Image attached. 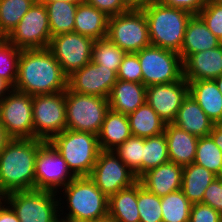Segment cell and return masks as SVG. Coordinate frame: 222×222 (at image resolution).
Returning a JSON list of instances; mask_svg holds the SVG:
<instances>
[{
	"mask_svg": "<svg viewBox=\"0 0 222 222\" xmlns=\"http://www.w3.org/2000/svg\"><path fill=\"white\" fill-rule=\"evenodd\" d=\"M68 76L49 48L21 49L14 90L43 95L66 91Z\"/></svg>",
	"mask_w": 222,
	"mask_h": 222,
	"instance_id": "obj_1",
	"label": "cell"
},
{
	"mask_svg": "<svg viewBox=\"0 0 222 222\" xmlns=\"http://www.w3.org/2000/svg\"><path fill=\"white\" fill-rule=\"evenodd\" d=\"M46 141L12 138L0 153V198L14 191L35 189V160Z\"/></svg>",
	"mask_w": 222,
	"mask_h": 222,
	"instance_id": "obj_2",
	"label": "cell"
},
{
	"mask_svg": "<svg viewBox=\"0 0 222 222\" xmlns=\"http://www.w3.org/2000/svg\"><path fill=\"white\" fill-rule=\"evenodd\" d=\"M147 18L152 46L179 53L192 13L154 2L142 9Z\"/></svg>",
	"mask_w": 222,
	"mask_h": 222,
	"instance_id": "obj_3",
	"label": "cell"
},
{
	"mask_svg": "<svg viewBox=\"0 0 222 222\" xmlns=\"http://www.w3.org/2000/svg\"><path fill=\"white\" fill-rule=\"evenodd\" d=\"M76 176H89L100 153L98 135L65 129L48 141Z\"/></svg>",
	"mask_w": 222,
	"mask_h": 222,
	"instance_id": "obj_4",
	"label": "cell"
},
{
	"mask_svg": "<svg viewBox=\"0 0 222 222\" xmlns=\"http://www.w3.org/2000/svg\"><path fill=\"white\" fill-rule=\"evenodd\" d=\"M64 189V190H63ZM61 190L69 209L63 219L94 221L108 215L109 198L95 185L89 176L75 177ZM65 193V194H64Z\"/></svg>",
	"mask_w": 222,
	"mask_h": 222,
	"instance_id": "obj_5",
	"label": "cell"
},
{
	"mask_svg": "<svg viewBox=\"0 0 222 222\" xmlns=\"http://www.w3.org/2000/svg\"><path fill=\"white\" fill-rule=\"evenodd\" d=\"M58 193L46 190L14 191L2 197L15 212L20 222H55L65 202ZM59 199V200H58ZM61 199V200H60Z\"/></svg>",
	"mask_w": 222,
	"mask_h": 222,
	"instance_id": "obj_6",
	"label": "cell"
},
{
	"mask_svg": "<svg viewBox=\"0 0 222 222\" xmlns=\"http://www.w3.org/2000/svg\"><path fill=\"white\" fill-rule=\"evenodd\" d=\"M66 129L99 134L110 106L107 98L65 91Z\"/></svg>",
	"mask_w": 222,
	"mask_h": 222,
	"instance_id": "obj_7",
	"label": "cell"
},
{
	"mask_svg": "<svg viewBox=\"0 0 222 222\" xmlns=\"http://www.w3.org/2000/svg\"><path fill=\"white\" fill-rule=\"evenodd\" d=\"M136 54L146 87L173 83L183 77V61L177 52L150 45Z\"/></svg>",
	"mask_w": 222,
	"mask_h": 222,
	"instance_id": "obj_8",
	"label": "cell"
},
{
	"mask_svg": "<svg viewBox=\"0 0 222 222\" xmlns=\"http://www.w3.org/2000/svg\"><path fill=\"white\" fill-rule=\"evenodd\" d=\"M107 37L126 53H136L151 45L143 10L130 9L108 19Z\"/></svg>",
	"mask_w": 222,
	"mask_h": 222,
	"instance_id": "obj_9",
	"label": "cell"
},
{
	"mask_svg": "<svg viewBox=\"0 0 222 222\" xmlns=\"http://www.w3.org/2000/svg\"><path fill=\"white\" fill-rule=\"evenodd\" d=\"M34 138L49 141L66 129L65 91L33 96Z\"/></svg>",
	"mask_w": 222,
	"mask_h": 222,
	"instance_id": "obj_10",
	"label": "cell"
},
{
	"mask_svg": "<svg viewBox=\"0 0 222 222\" xmlns=\"http://www.w3.org/2000/svg\"><path fill=\"white\" fill-rule=\"evenodd\" d=\"M46 6L36 0L6 39L19 49L47 48L51 41Z\"/></svg>",
	"mask_w": 222,
	"mask_h": 222,
	"instance_id": "obj_11",
	"label": "cell"
},
{
	"mask_svg": "<svg viewBox=\"0 0 222 222\" xmlns=\"http://www.w3.org/2000/svg\"><path fill=\"white\" fill-rule=\"evenodd\" d=\"M33 96L12 90L0 101V121L11 138L34 139Z\"/></svg>",
	"mask_w": 222,
	"mask_h": 222,
	"instance_id": "obj_12",
	"label": "cell"
},
{
	"mask_svg": "<svg viewBox=\"0 0 222 222\" xmlns=\"http://www.w3.org/2000/svg\"><path fill=\"white\" fill-rule=\"evenodd\" d=\"M89 178L108 198L138 181L113 150H100Z\"/></svg>",
	"mask_w": 222,
	"mask_h": 222,
	"instance_id": "obj_13",
	"label": "cell"
},
{
	"mask_svg": "<svg viewBox=\"0 0 222 222\" xmlns=\"http://www.w3.org/2000/svg\"><path fill=\"white\" fill-rule=\"evenodd\" d=\"M76 176L68 168L60 153L46 141L35 160V189L58 192Z\"/></svg>",
	"mask_w": 222,
	"mask_h": 222,
	"instance_id": "obj_14",
	"label": "cell"
},
{
	"mask_svg": "<svg viewBox=\"0 0 222 222\" xmlns=\"http://www.w3.org/2000/svg\"><path fill=\"white\" fill-rule=\"evenodd\" d=\"M93 43V39L73 31L51 37L48 48L63 72L70 76L91 62Z\"/></svg>",
	"mask_w": 222,
	"mask_h": 222,
	"instance_id": "obj_15",
	"label": "cell"
},
{
	"mask_svg": "<svg viewBox=\"0 0 222 222\" xmlns=\"http://www.w3.org/2000/svg\"><path fill=\"white\" fill-rule=\"evenodd\" d=\"M117 80L115 71L91 61L68 76L67 88L75 93L108 98Z\"/></svg>",
	"mask_w": 222,
	"mask_h": 222,
	"instance_id": "obj_16",
	"label": "cell"
},
{
	"mask_svg": "<svg viewBox=\"0 0 222 222\" xmlns=\"http://www.w3.org/2000/svg\"><path fill=\"white\" fill-rule=\"evenodd\" d=\"M189 94L188 81L180 80L146 87V102L166 123H173L183 100Z\"/></svg>",
	"mask_w": 222,
	"mask_h": 222,
	"instance_id": "obj_17",
	"label": "cell"
},
{
	"mask_svg": "<svg viewBox=\"0 0 222 222\" xmlns=\"http://www.w3.org/2000/svg\"><path fill=\"white\" fill-rule=\"evenodd\" d=\"M183 167L168 161L143 173L138 181L149 192L163 197L181 189Z\"/></svg>",
	"mask_w": 222,
	"mask_h": 222,
	"instance_id": "obj_18",
	"label": "cell"
},
{
	"mask_svg": "<svg viewBox=\"0 0 222 222\" xmlns=\"http://www.w3.org/2000/svg\"><path fill=\"white\" fill-rule=\"evenodd\" d=\"M222 75V44L191 54L183 62V77L188 81L214 80Z\"/></svg>",
	"mask_w": 222,
	"mask_h": 222,
	"instance_id": "obj_19",
	"label": "cell"
},
{
	"mask_svg": "<svg viewBox=\"0 0 222 222\" xmlns=\"http://www.w3.org/2000/svg\"><path fill=\"white\" fill-rule=\"evenodd\" d=\"M164 133L169 160L182 167L194 163L199 137L182 130L173 123L166 124Z\"/></svg>",
	"mask_w": 222,
	"mask_h": 222,
	"instance_id": "obj_20",
	"label": "cell"
},
{
	"mask_svg": "<svg viewBox=\"0 0 222 222\" xmlns=\"http://www.w3.org/2000/svg\"><path fill=\"white\" fill-rule=\"evenodd\" d=\"M221 44V40L207 28L202 18L193 14L188 21L179 55L184 62L191 54L210 50Z\"/></svg>",
	"mask_w": 222,
	"mask_h": 222,
	"instance_id": "obj_21",
	"label": "cell"
},
{
	"mask_svg": "<svg viewBox=\"0 0 222 222\" xmlns=\"http://www.w3.org/2000/svg\"><path fill=\"white\" fill-rule=\"evenodd\" d=\"M107 99L112 111L128 115L146 102V86L118 79Z\"/></svg>",
	"mask_w": 222,
	"mask_h": 222,
	"instance_id": "obj_22",
	"label": "cell"
},
{
	"mask_svg": "<svg viewBox=\"0 0 222 222\" xmlns=\"http://www.w3.org/2000/svg\"><path fill=\"white\" fill-rule=\"evenodd\" d=\"M173 124L198 137L208 136L214 126L190 94L183 100Z\"/></svg>",
	"mask_w": 222,
	"mask_h": 222,
	"instance_id": "obj_23",
	"label": "cell"
},
{
	"mask_svg": "<svg viewBox=\"0 0 222 222\" xmlns=\"http://www.w3.org/2000/svg\"><path fill=\"white\" fill-rule=\"evenodd\" d=\"M189 94L214 124H222V93L214 80L188 82Z\"/></svg>",
	"mask_w": 222,
	"mask_h": 222,
	"instance_id": "obj_24",
	"label": "cell"
},
{
	"mask_svg": "<svg viewBox=\"0 0 222 222\" xmlns=\"http://www.w3.org/2000/svg\"><path fill=\"white\" fill-rule=\"evenodd\" d=\"M109 17L102 11L87 4H78L75 12L74 32L94 41L107 37Z\"/></svg>",
	"mask_w": 222,
	"mask_h": 222,
	"instance_id": "obj_25",
	"label": "cell"
},
{
	"mask_svg": "<svg viewBox=\"0 0 222 222\" xmlns=\"http://www.w3.org/2000/svg\"><path fill=\"white\" fill-rule=\"evenodd\" d=\"M131 136L128 116L110 109L105 116L98 134L100 149L115 150Z\"/></svg>",
	"mask_w": 222,
	"mask_h": 222,
	"instance_id": "obj_26",
	"label": "cell"
},
{
	"mask_svg": "<svg viewBox=\"0 0 222 222\" xmlns=\"http://www.w3.org/2000/svg\"><path fill=\"white\" fill-rule=\"evenodd\" d=\"M217 177L205 167L192 163L183 167L181 190L192 204L202 203L206 188Z\"/></svg>",
	"mask_w": 222,
	"mask_h": 222,
	"instance_id": "obj_27",
	"label": "cell"
},
{
	"mask_svg": "<svg viewBox=\"0 0 222 222\" xmlns=\"http://www.w3.org/2000/svg\"><path fill=\"white\" fill-rule=\"evenodd\" d=\"M108 215L116 222H139L137 182L109 197Z\"/></svg>",
	"mask_w": 222,
	"mask_h": 222,
	"instance_id": "obj_28",
	"label": "cell"
},
{
	"mask_svg": "<svg viewBox=\"0 0 222 222\" xmlns=\"http://www.w3.org/2000/svg\"><path fill=\"white\" fill-rule=\"evenodd\" d=\"M127 116L132 136L142 138L153 137L163 133L165 130L166 123L147 102Z\"/></svg>",
	"mask_w": 222,
	"mask_h": 222,
	"instance_id": "obj_29",
	"label": "cell"
},
{
	"mask_svg": "<svg viewBox=\"0 0 222 222\" xmlns=\"http://www.w3.org/2000/svg\"><path fill=\"white\" fill-rule=\"evenodd\" d=\"M46 6L51 36L73 32L77 4L66 1L42 2Z\"/></svg>",
	"mask_w": 222,
	"mask_h": 222,
	"instance_id": "obj_30",
	"label": "cell"
},
{
	"mask_svg": "<svg viewBox=\"0 0 222 222\" xmlns=\"http://www.w3.org/2000/svg\"><path fill=\"white\" fill-rule=\"evenodd\" d=\"M192 203L182 190L161 197L163 222H189Z\"/></svg>",
	"mask_w": 222,
	"mask_h": 222,
	"instance_id": "obj_31",
	"label": "cell"
},
{
	"mask_svg": "<svg viewBox=\"0 0 222 222\" xmlns=\"http://www.w3.org/2000/svg\"><path fill=\"white\" fill-rule=\"evenodd\" d=\"M36 0H0V37L6 38Z\"/></svg>",
	"mask_w": 222,
	"mask_h": 222,
	"instance_id": "obj_32",
	"label": "cell"
},
{
	"mask_svg": "<svg viewBox=\"0 0 222 222\" xmlns=\"http://www.w3.org/2000/svg\"><path fill=\"white\" fill-rule=\"evenodd\" d=\"M194 163L222 177V151L210 135L198 138Z\"/></svg>",
	"mask_w": 222,
	"mask_h": 222,
	"instance_id": "obj_33",
	"label": "cell"
},
{
	"mask_svg": "<svg viewBox=\"0 0 222 222\" xmlns=\"http://www.w3.org/2000/svg\"><path fill=\"white\" fill-rule=\"evenodd\" d=\"M125 55L124 50L115 45L108 37H105L94 41L91 61L118 73Z\"/></svg>",
	"mask_w": 222,
	"mask_h": 222,
	"instance_id": "obj_34",
	"label": "cell"
},
{
	"mask_svg": "<svg viewBox=\"0 0 222 222\" xmlns=\"http://www.w3.org/2000/svg\"><path fill=\"white\" fill-rule=\"evenodd\" d=\"M169 160L165 133L143 138V173Z\"/></svg>",
	"mask_w": 222,
	"mask_h": 222,
	"instance_id": "obj_35",
	"label": "cell"
},
{
	"mask_svg": "<svg viewBox=\"0 0 222 222\" xmlns=\"http://www.w3.org/2000/svg\"><path fill=\"white\" fill-rule=\"evenodd\" d=\"M139 178L143 174V138L131 136L113 150Z\"/></svg>",
	"mask_w": 222,
	"mask_h": 222,
	"instance_id": "obj_36",
	"label": "cell"
},
{
	"mask_svg": "<svg viewBox=\"0 0 222 222\" xmlns=\"http://www.w3.org/2000/svg\"><path fill=\"white\" fill-rule=\"evenodd\" d=\"M137 205L139 222H163L161 197L146 190L139 181H137Z\"/></svg>",
	"mask_w": 222,
	"mask_h": 222,
	"instance_id": "obj_37",
	"label": "cell"
},
{
	"mask_svg": "<svg viewBox=\"0 0 222 222\" xmlns=\"http://www.w3.org/2000/svg\"><path fill=\"white\" fill-rule=\"evenodd\" d=\"M20 53L21 49L13 46L6 38L0 37V77L13 87L17 79Z\"/></svg>",
	"mask_w": 222,
	"mask_h": 222,
	"instance_id": "obj_38",
	"label": "cell"
},
{
	"mask_svg": "<svg viewBox=\"0 0 222 222\" xmlns=\"http://www.w3.org/2000/svg\"><path fill=\"white\" fill-rule=\"evenodd\" d=\"M198 15L207 25V28L222 42V5L213 0H208Z\"/></svg>",
	"mask_w": 222,
	"mask_h": 222,
	"instance_id": "obj_39",
	"label": "cell"
},
{
	"mask_svg": "<svg viewBox=\"0 0 222 222\" xmlns=\"http://www.w3.org/2000/svg\"><path fill=\"white\" fill-rule=\"evenodd\" d=\"M117 79L142 83L141 65L136 53H126L120 64Z\"/></svg>",
	"mask_w": 222,
	"mask_h": 222,
	"instance_id": "obj_40",
	"label": "cell"
},
{
	"mask_svg": "<svg viewBox=\"0 0 222 222\" xmlns=\"http://www.w3.org/2000/svg\"><path fill=\"white\" fill-rule=\"evenodd\" d=\"M202 203L222 214V177L214 179L204 192Z\"/></svg>",
	"mask_w": 222,
	"mask_h": 222,
	"instance_id": "obj_41",
	"label": "cell"
},
{
	"mask_svg": "<svg viewBox=\"0 0 222 222\" xmlns=\"http://www.w3.org/2000/svg\"><path fill=\"white\" fill-rule=\"evenodd\" d=\"M221 213L203 203L192 204L189 222H220Z\"/></svg>",
	"mask_w": 222,
	"mask_h": 222,
	"instance_id": "obj_42",
	"label": "cell"
},
{
	"mask_svg": "<svg viewBox=\"0 0 222 222\" xmlns=\"http://www.w3.org/2000/svg\"><path fill=\"white\" fill-rule=\"evenodd\" d=\"M85 2L104 12L108 17L130 10L124 0H85Z\"/></svg>",
	"mask_w": 222,
	"mask_h": 222,
	"instance_id": "obj_43",
	"label": "cell"
},
{
	"mask_svg": "<svg viewBox=\"0 0 222 222\" xmlns=\"http://www.w3.org/2000/svg\"><path fill=\"white\" fill-rule=\"evenodd\" d=\"M158 2L165 6L184 9L192 14H198L208 0H158Z\"/></svg>",
	"mask_w": 222,
	"mask_h": 222,
	"instance_id": "obj_44",
	"label": "cell"
},
{
	"mask_svg": "<svg viewBox=\"0 0 222 222\" xmlns=\"http://www.w3.org/2000/svg\"><path fill=\"white\" fill-rule=\"evenodd\" d=\"M2 201L0 198V222H20L13 209L5 201Z\"/></svg>",
	"mask_w": 222,
	"mask_h": 222,
	"instance_id": "obj_45",
	"label": "cell"
},
{
	"mask_svg": "<svg viewBox=\"0 0 222 222\" xmlns=\"http://www.w3.org/2000/svg\"><path fill=\"white\" fill-rule=\"evenodd\" d=\"M129 9L142 10L158 0H124Z\"/></svg>",
	"mask_w": 222,
	"mask_h": 222,
	"instance_id": "obj_46",
	"label": "cell"
},
{
	"mask_svg": "<svg viewBox=\"0 0 222 222\" xmlns=\"http://www.w3.org/2000/svg\"><path fill=\"white\" fill-rule=\"evenodd\" d=\"M209 135L222 151V124H214Z\"/></svg>",
	"mask_w": 222,
	"mask_h": 222,
	"instance_id": "obj_47",
	"label": "cell"
},
{
	"mask_svg": "<svg viewBox=\"0 0 222 222\" xmlns=\"http://www.w3.org/2000/svg\"><path fill=\"white\" fill-rule=\"evenodd\" d=\"M13 90V86L0 77V101Z\"/></svg>",
	"mask_w": 222,
	"mask_h": 222,
	"instance_id": "obj_48",
	"label": "cell"
},
{
	"mask_svg": "<svg viewBox=\"0 0 222 222\" xmlns=\"http://www.w3.org/2000/svg\"><path fill=\"white\" fill-rule=\"evenodd\" d=\"M12 138L7 134L6 129L2 125L0 121V153L4 150L6 147L7 143L11 140Z\"/></svg>",
	"mask_w": 222,
	"mask_h": 222,
	"instance_id": "obj_49",
	"label": "cell"
},
{
	"mask_svg": "<svg viewBox=\"0 0 222 222\" xmlns=\"http://www.w3.org/2000/svg\"><path fill=\"white\" fill-rule=\"evenodd\" d=\"M71 222H116V221L114 220L113 217L107 215L103 218H100V219H97V220H94V221H83V220L71 219Z\"/></svg>",
	"mask_w": 222,
	"mask_h": 222,
	"instance_id": "obj_50",
	"label": "cell"
},
{
	"mask_svg": "<svg viewBox=\"0 0 222 222\" xmlns=\"http://www.w3.org/2000/svg\"><path fill=\"white\" fill-rule=\"evenodd\" d=\"M41 2H56V1H66L72 4H82L85 0H40Z\"/></svg>",
	"mask_w": 222,
	"mask_h": 222,
	"instance_id": "obj_51",
	"label": "cell"
},
{
	"mask_svg": "<svg viewBox=\"0 0 222 222\" xmlns=\"http://www.w3.org/2000/svg\"><path fill=\"white\" fill-rule=\"evenodd\" d=\"M214 81L217 84V87L219 88L220 92L222 93V75L214 79Z\"/></svg>",
	"mask_w": 222,
	"mask_h": 222,
	"instance_id": "obj_52",
	"label": "cell"
},
{
	"mask_svg": "<svg viewBox=\"0 0 222 222\" xmlns=\"http://www.w3.org/2000/svg\"><path fill=\"white\" fill-rule=\"evenodd\" d=\"M55 222H71V219H63L59 216Z\"/></svg>",
	"mask_w": 222,
	"mask_h": 222,
	"instance_id": "obj_53",
	"label": "cell"
},
{
	"mask_svg": "<svg viewBox=\"0 0 222 222\" xmlns=\"http://www.w3.org/2000/svg\"><path fill=\"white\" fill-rule=\"evenodd\" d=\"M213 1L222 5V0H213Z\"/></svg>",
	"mask_w": 222,
	"mask_h": 222,
	"instance_id": "obj_54",
	"label": "cell"
}]
</instances>
